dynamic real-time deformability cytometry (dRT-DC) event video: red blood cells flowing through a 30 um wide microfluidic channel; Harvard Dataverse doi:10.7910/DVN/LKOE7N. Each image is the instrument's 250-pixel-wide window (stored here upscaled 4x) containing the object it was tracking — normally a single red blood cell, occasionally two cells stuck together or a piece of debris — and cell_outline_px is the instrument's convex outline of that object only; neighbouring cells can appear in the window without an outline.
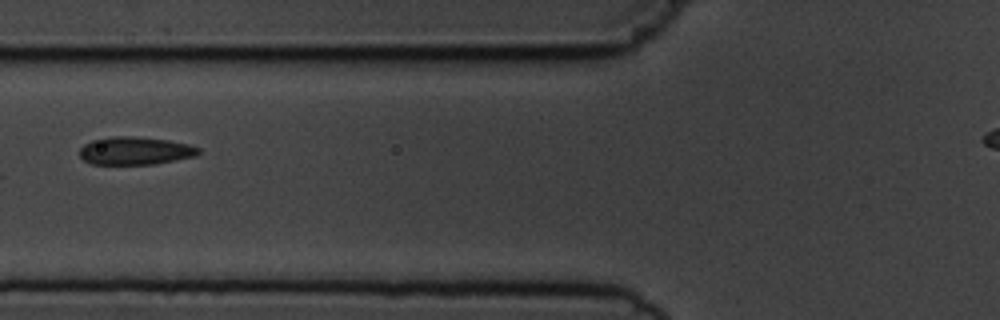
{"species": "common noctule bat (a hibernating species)", "species_latin": "Nyctalus noctula", "temperature_condition": "cold", "stored_images_in_passage": 6, "camera_frame_rate_fps": 3000, "um_per_image_px": 0.085, "animal": {"sex": "male", "body_mass_g": 19.5, "forearm_length_mm": 54.6}, "frame": {"image": 1, "passage_image": 3, "time_ms": 2.333, "image_size_px": [1000, 320], "cell_outline_px": [[200, 152], [196, 156], [156, 164], [92, 164], [84, 160], [80, 156], [80, 148], [84, 144], [92, 140], [112, 136], [132, 136], [168, 140], [188, 144], [200, 148]], "centroid_in_image_um": [11.49, 12.81], "position_along_channel_um": 114.3, "area_um2": 19.36}}
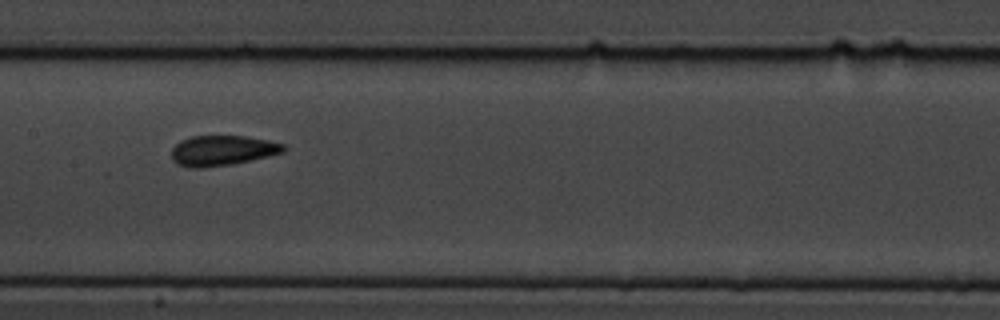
{"frame": {"image": 2, "passage_image": 5, "time_ms": 4.333, "image_size_px": [1000, 320], "cell_outline_px": [[288, 148], [284, 152], [268, 156], [232, 164], [204, 168], [188, 168], [176, 164], [172, 160], [172, 148], [180, 140], [192, 136], [244, 136], [268, 140], [284, 144]], "centroid_in_image_um": [18.88, 12.8], "position_along_channel_um": 188.5, "area_um2": 19.88}}
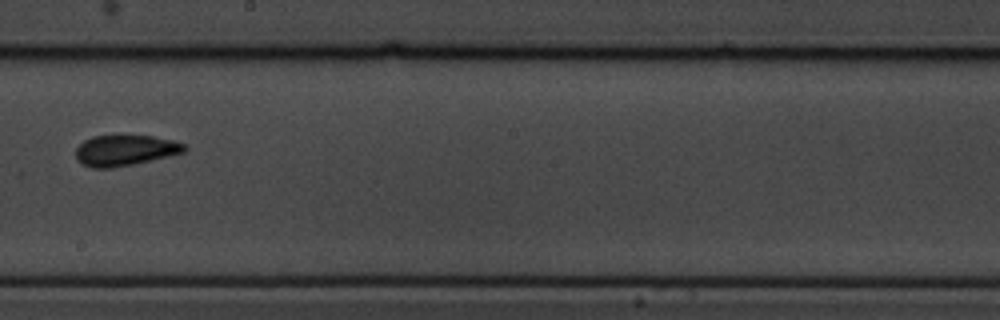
{"frame": {"image": 3, "passage_image": 6, "time_ms": 5.667, "image_size_px": [1000, 320], "cell_outline_px": [[188, 148], [184, 152], [132, 164], [112, 168], [92, 168], [84, 164], [76, 156], [76, 148], [84, 140], [92, 136], [152, 136], [172, 140], [184, 144]], "centroid_in_image_um": [10.62, 12.77], "position_along_channel_um": 237.6, "area_um2": 19.07}}